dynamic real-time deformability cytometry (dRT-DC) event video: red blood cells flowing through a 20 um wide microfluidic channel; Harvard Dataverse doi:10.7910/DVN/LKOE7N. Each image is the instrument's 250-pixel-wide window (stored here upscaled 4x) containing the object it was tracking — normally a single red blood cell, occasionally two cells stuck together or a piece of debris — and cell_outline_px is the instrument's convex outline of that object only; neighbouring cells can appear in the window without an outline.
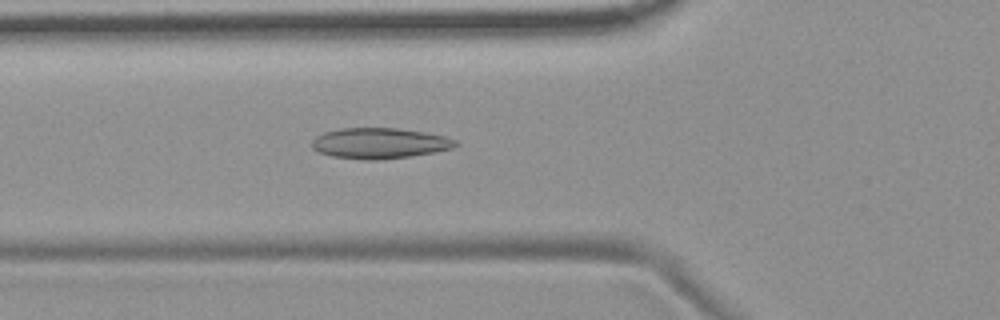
{"species": "common noctule bat (a hibernating species)", "species_latin": "Nyctalus noctula", "temperature_condition": "room temperature", "stored_images_in_passage": 44, "camera_frame_rate_fps": 3000, "um_per_image_px": 0.085, "animal": {"sex": "female", "body_mass_g": 19.9}, "frame": {"image": 1, "passage_image": 9, "time_ms": 2.667, "image_size_px": [1000, 320], "cell_outline_px": [[460, 144], [452, 148], [412, 156], [380, 160], [368, 160], [332, 156], [320, 152], [312, 148], [312, 140], [316, 136], [324, 132], [340, 128], [396, 128], [424, 132], [444, 136], [456, 140]], "centroid_in_image_um": [32.26, 12.17], "position_along_channel_um": 93.5, "area_um2": 25.61}}
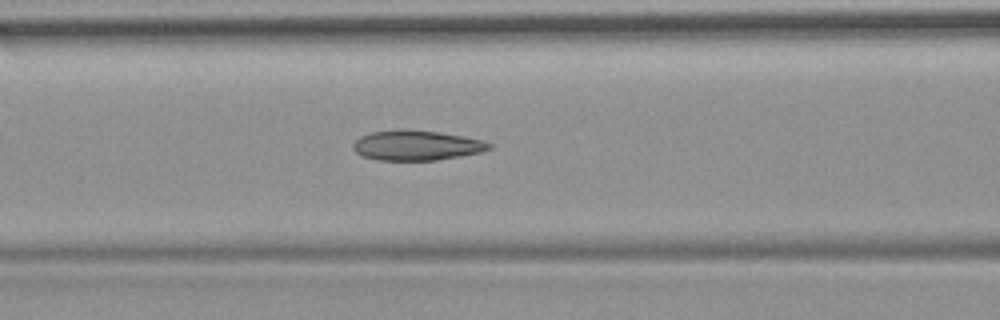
{"frame": {"image": 2, "passage_image": 12, "time_ms": 3.667, "image_size_px": [1000, 320], "cell_outline_px": [[492, 148], [480, 152], [460, 156], [436, 160], [376, 160], [364, 156], [356, 152], [352, 148], [352, 144], [360, 136], [372, 132], [396, 128], [408, 128], [440, 132], [480, 140], [492, 144]], "centroid_in_image_um": [35.36, 12.34], "position_along_channel_um": 131.2, "area_um2": 23.93}}
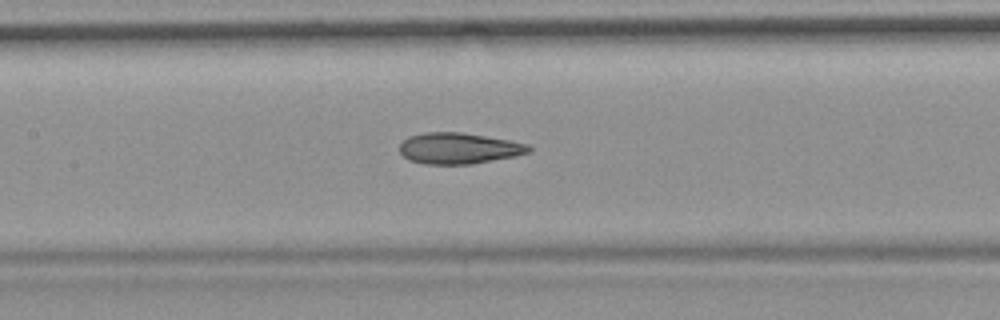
{"frame": {"image": 3, "passage_image": 15, "time_ms": 4.667, "image_size_px": [1000, 320], "cell_outline_px": [[532, 148], [528, 152], [512, 156], [472, 164], [424, 164], [408, 160], [400, 152], [400, 144], [408, 136], [424, 132], [460, 132], [508, 140], [528, 144]], "centroid_in_image_um": [38.94, 12.6], "position_along_channel_um": 168.5, "area_um2": 23.18}, "authors_computed_cell_mechanics": {"area_um2": 23.6402, "velocity_mm_per_s": 3.7231, "shape_relaxation_time_tau1_ms": null, "shape_relaxation_time_tau2_ms": 2.6747, "deformation_change_tau1": null, "deformation_change_tau2": 0.1054}}